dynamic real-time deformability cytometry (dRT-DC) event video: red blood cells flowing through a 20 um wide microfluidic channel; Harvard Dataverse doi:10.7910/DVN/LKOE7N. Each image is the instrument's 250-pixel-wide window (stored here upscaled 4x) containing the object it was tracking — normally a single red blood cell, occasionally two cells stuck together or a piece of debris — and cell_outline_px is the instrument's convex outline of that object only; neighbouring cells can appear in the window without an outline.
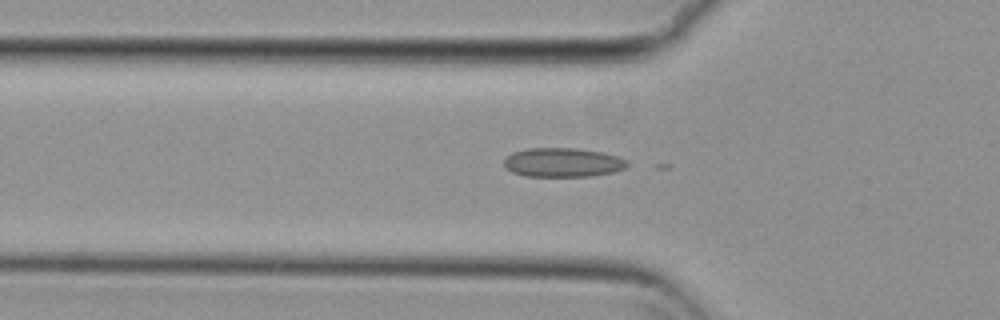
{"species": "common noctule bat (a hibernating species)", "species_latin": "Nyctalus noctula", "temperature_condition": "cold", "stored_images_in_passage": 51, "camera_frame_rate_fps": 3000, "um_per_image_px": 0.085, "animal": {"sex": "female", "body_mass_g": 29.2, "forearm_length_mm": 56.3}, "frame": {"image": 1, "passage_image": 18, "time_ms": 5.667, "image_size_px": [1000, 320], "cell_outline_px": [[628, 164], [624, 168], [612, 172], [592, 176], [524, 176], [512, 172], [504, 168], [504, 160], [512, 152], [528, 148], [572, 148], [604, 152], [628, 160]], "centroid_in_image_um": [47.81, 13.81], "position_along_channel_um": 78.0, "area_um2": 20.92}}
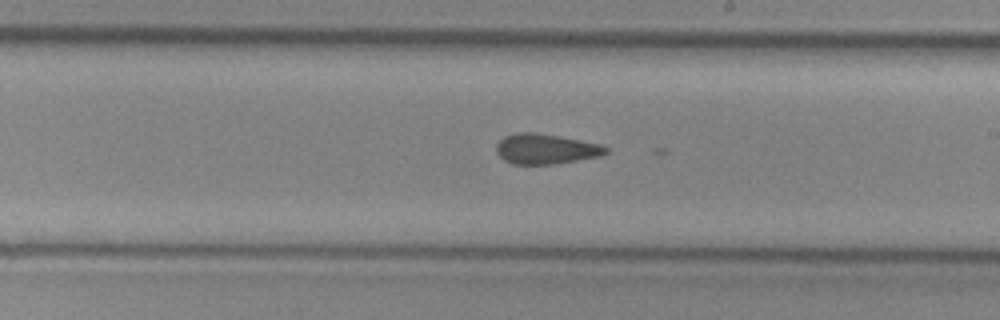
{"frame": {"image": 2, "passage_image": 31, "time_ms": 10.0, "image_size_px": [1000, 320], "cell_outline_px": [[608, 152], [600, 156], [552, 164], [512, 164], [504, 160], [496, 152], [496, 144], [504, 136], [516, 132], [536, 132], [560, 136], [600, 144], [608, 148]], "centroid_in_image_um": [46.36, 12.65], "position_along_channel_um": 242.6, "area_um2": 19.25}}
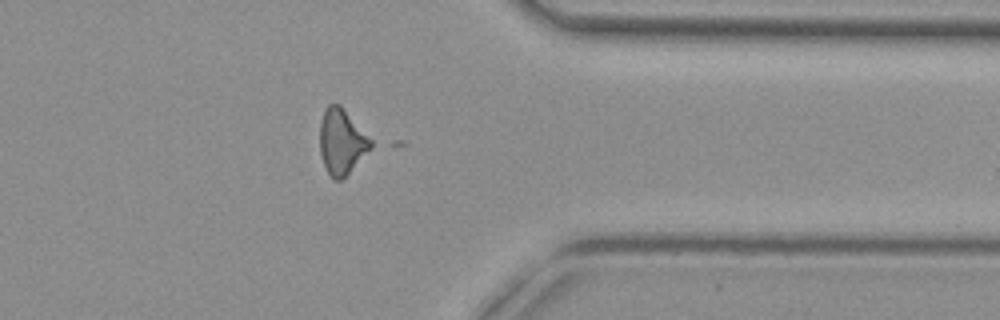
{"frame": {"image": 3, "passage_image": 43, "time_ms": 14.0, "image_size_px": [1000, 320], "cell_outline_px": [[380, 144], [340, 180], [332, 180], [324, 164], [320, 152], [320, 124], [324, 108], [328, 104], [340, 104]], "centroid_in_image_um": [29.16, 12.02], "position_along_channel_um": 382.2, "area_um2": 20.46}}